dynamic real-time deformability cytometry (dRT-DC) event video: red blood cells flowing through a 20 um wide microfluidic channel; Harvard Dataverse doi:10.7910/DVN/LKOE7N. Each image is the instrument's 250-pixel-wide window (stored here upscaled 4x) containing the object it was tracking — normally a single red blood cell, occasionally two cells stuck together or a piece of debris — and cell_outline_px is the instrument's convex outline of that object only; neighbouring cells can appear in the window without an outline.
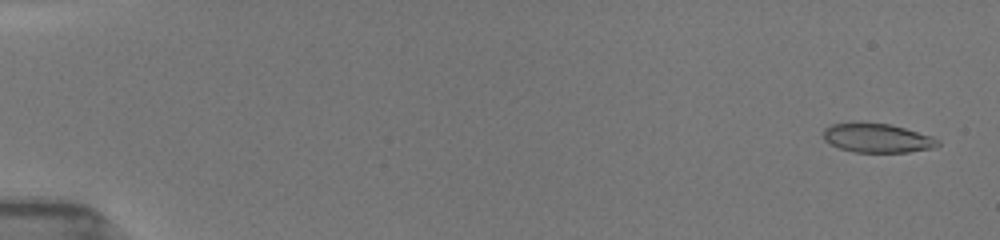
{"species": "common noctule bat (a hibernating species)", "species_latin": "Nyctalus noctula", "temperature_condition": "room temperature", "stored_images_in_passage": 12, "camera_frame_rate_fps": 3000, "um_per_image_px": 0.085, "animal": {"sex": "female", "body_mass_g": 19.5, "forearm_length_mm": 54.1}, "frame": {"image": 1, "passage_image": 1, "time_ms": 0.0, "image_size_px": [1000, 240], "cell_outline_px": [[940, 144], [936, 148], [908, 152], [856, 152], [840, 148], [824, 140], [824, 128], [832, 124], [852, 120], [860, 120], [888, 124], [904, 128], [932, 136], [940, 140]], "centroid_in_image_um": [74.56, 11.7], "position_along_channel_um": 10.4, "area_um2": 19.88}}
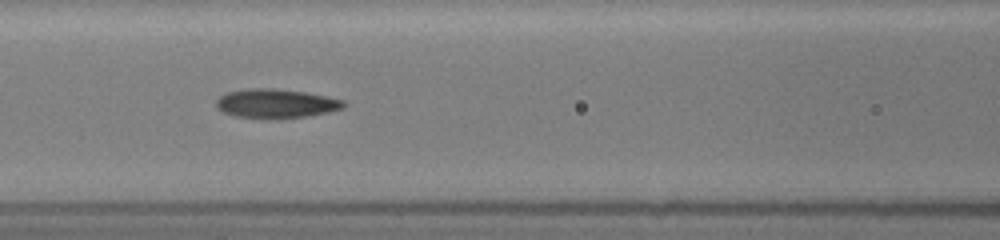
{"frame": {"image": 2, "passage_image": 10, "time_ms": 7.333, "image_size_px": [1000, 240], "cell_outline_px": [[348, 104], [344, 108], [328, 112], [308, 116], [276, 120], [268, 120], [236, 116], [224, 112], [216, 108], [216, 100], [220, 96], [228, 92], [248, 88], [276, 88], [304, 92], [344, 100]], "centroid_in_image_um": [23.46, 8.82], "position_along_channel_um": 143.1, "area_um2": 22.02}}
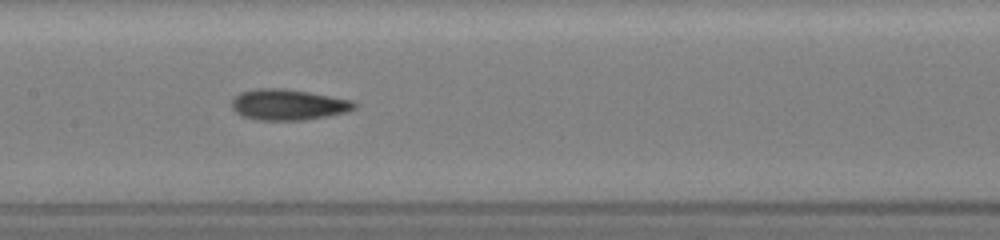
{"frame": {"image": 3, "passage_image": 11, "time_ms": 8.333, "image_size_px": [1000, 240], "cell_outline_px": [[360, 104], [356, 108], [348, 112], [328, 116], [304, 120], [256, 120], [240, 116], [232, 108], [232, 100], [240, 92], [256, 88], [284, 88], [308, 92], [352, 100]], "centroid_in_image_um": [24.51, 8.9], "position_along_channel_um": 182.9, "area_um2": 22.31}}